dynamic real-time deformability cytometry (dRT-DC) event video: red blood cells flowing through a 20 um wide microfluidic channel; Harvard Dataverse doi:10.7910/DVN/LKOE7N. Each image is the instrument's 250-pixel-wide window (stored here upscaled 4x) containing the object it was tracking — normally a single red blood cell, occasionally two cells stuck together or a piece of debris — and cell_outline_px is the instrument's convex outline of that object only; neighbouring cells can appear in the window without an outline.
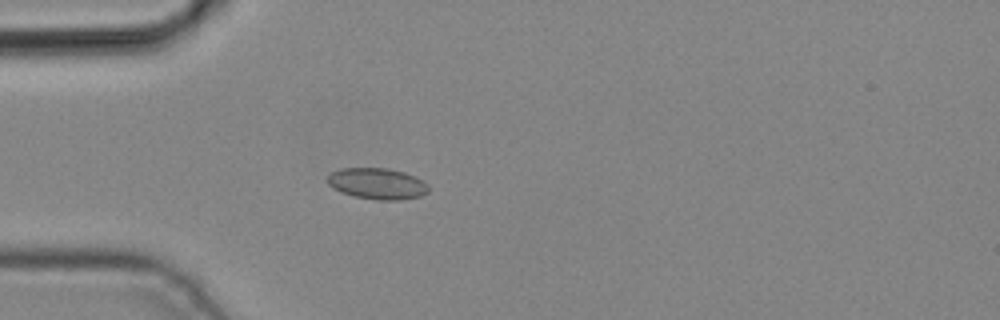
{"species": "common noctule bat (a hibernating species)", "species_latin": "Nyctalus noctula", "temperature_condition": "cold", "stored_images_in_passage": 4, "camera_frame_rate_fps": 3000, "um_per_image_px": 0.085, "animal": {"sex": "male", "body_mass_g": 19.2, "forearm_length_mm": 51.8}, "frame": {"image": 1, "passage_image": 4, "time_ms": 1.0, "image_size_px": [1000, 320], "cell_outline_px": [[428, 192], [420, 196], [400, 200], [376, 200], [356, 196], [340, 192], [332, 188], [328, 184], [328, 176], [332, 172], [340, 168], [388, 168], [404, 172], [416, 176], [428, 184]], "centroid_in_image_um": [32.08, 15.6], "position_along_channel_um": 52.9, "area_um2": 18.44}}